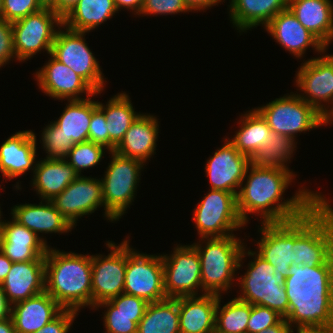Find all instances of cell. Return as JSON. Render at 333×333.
Segmentation results:
<instances>
[{
  "instance_id": "25",
  "label": "cell",
  "mask_w": 333,
  "mask_h": 333,
  "mask_svg": "<svg viewBox=\"0 0 333 333\" xmlns=\"http://www.w3.org/2000/svg\"><path fill=\"white\" fill-rule=\"evenodd\" d=\"M63 308L46 292L12 305L16 333H35L53 320Z\"/></svg>"
},
{
  "instance_id": "17",
  "label": "cell",
  "mask_w": 333,
  "mask_h": 333,
  "mask_svg": "<svg viewBox=\"0 0 333 333\" xmlns=\"http://www.w3.org/2000/svg\"><path fill=\"white\" fill-rule=\"evenodd\" d=\"M51 202L75 227L79 218L94 213L100 206L104 207L101 180L78 176Z\"/></svg>"
},
{
  "instance_id": "1",
  "label": "cell",
  "mask_w": 333,
  "mask_h": 333,
  "mask_svg": "<svg viewBox=\"0 0 333 333\" xmlns=\"http://www.w3.org/2000/svg\"><path fill=\"white\" fill-rule=\"evenodd\" d=\"M294 177L296 174L288 169L249 164L236 196L238 213L244 224L248 223L250 213L260 215L261 223L295 220L325 198L318 191L314 193L307 188H300L290 199L284 200V192Z\"/></svg>"
},
{
  "instance_id": "22",
  "label": "cell",
  "mask_w": 333,
  "mask_h": 333,
  "mask_svg": "<svg viewBox=\"0 0 333 333\" xmlns=\"http://www.w3.org/2000/svg\"><path fill=\"white\" fill-rule=\"evenodd\" d=\"M36 134L32 130L19 131L0 145V172L4 179L17 178L36 166Z\"/></svg>"
},
{
  "instance_id": "5",
  "label": "cell",
  "mask_w": 333,
  "mask_h": 333,
  "mask_svg": "<svg viewBox=\"0 0 333 333\" xmlns=\"http://www.w3.org/2000/svg\"><path fill=\"white\" fill-rule=\"evenodd\" d=\"M192 245L197 249L201 262V291H204L203 295L222 296L221 293H227L236 280L234 279L235 272L243 264L241 254L245 246L244 243L235 235H229L222 238H201L199 243Z\"/></svg>"
},
{
  "instance_id": "43",
  "label": "cell",
  "mask_w": 333,
  "mask_h": 333,
  "mask_svg": "<svg viewBox=\"0 0 333 333\" xmlns=\"http://www.w3.org/2000/svg\"><path fill=\"white\" fill-rule=\"evenodd\" d=\"M190 12L183 0H144L139 16L175 15Z\"/></svg>"
},
{
  "instance_id": "23",
  "label": "cell",
  "mask_w": 333,
  "mask_h": 333,
  "mask_svg": "<svg viewBox=\"0 0 333 333\" xmlns=\"http://www.w3.org/2000/svg\"><path fill=\"white\" fill-rule=\"evenodd\" d=\"M1 286L11 305L44 292L45 258L13 262Z\"/></svg>"
},
{
  "instance_id": "18",
  "label": "cell",
  "mask_w": 333,
  "mask_h": 333,
  "mask_svg": "<svg viewBox=\"0 0 333 333\" xmlns=\"http://www.w3.org/2000/svg\"><path fill=\"white\" fill-rule=\"evenodd\" d=\"M224 139L222 148H217L207 160L205 173L209 177L210 189L224 190L237 196L250 160L234 147L230 138Z\"/></svg>"
},
{
  "instance_id": "4",
  "label": "cell",
  "mask_w": 333,
  "mask_h": 333,
  "mask_svg": "<svg viewBox=\"0 0 333 333\" xmlns=\"http://www.w3.org/2000/svg\"><path fill=\"white\" fill-rule=\"evenodd\" d=\"M292 249L295 265L316 267L333 257V207L326 197L293 220Z\"/></svg>"
},
{
  "instance_id": "10",
  "label": "cell",
  "mask_w": 333,
  "mask_h": 333,
  "mask_svg": "<svg viewBox=\"0 0 333 333\" xmlns=\"http://www.w3.org/2000/svg\"><path fill=\"white\" fill-rule=\"evenodd\" d=\"M126 238V272L123 293L142 298L148 303L167 299L161 255L139 253L130 247V240L128 237Z\"/></svg>"
},
{
  "instance_id": "52",
  "label": "cell",
  "mask_w": 333,
  "mask_h": 333,
  "mask_svg": "<svg viewBox=\"0 0 333 333\" xmlns=\"http://www.w3.org/2000/svg\"><path fill=\"white\" fill-rule=\"evenodd\" d=\"M292 327L283 318L278 324L268 327L259 333H291Z\"/></svg>"
},
{
  "instance_id": "33",
  "label": "cell",
  "mask_w": 333,
  "mask_h": 333,
  "mask_svg": "<svg viewBox=\"0 0 333 333\" xmlns=\"http://www.w3.org/2000/svg\"><path fill=\"white\" fill-rule=\"evenodd\" d=\"M97 101L91 97L81 100H68L60 117L53 121L72 141L82 143L88 141V132L92 112L97 108Z\"/></svg>"
},
{
  "instance_id": "12",
  "label": "cell",
  "mask_w": 333,
  "mask_h": 333,
  "mask_svg": "<svg viewBox=\"0 0 333 333\" xmlns=\"http://www.w3.org/2000/svg\"><path fill=\"white\" fill-rule=\"evenodd\" d=\"M62 25L63 19L51 9H41L12 22L16 60H28L43 49L50 54L57 29Z\"/></svg>"
},
{
  "instance_id": "41",
  "label": "cell",
  "mask_w": 333,
  "mask_h": 333,
  "mask_svg": "<svg viewBox=\"0 0 333 333\" xmlns=\"http://www.w3.org/2000/svg\"><path fill=\"white\" fill-rule=\"evenodd\" d=\"M284 317L277 311L261 305H251L247 333H259L270 326L278 324Z\"/></svg>"
},
{
  "instance_id": "49",
  "label": "cell",
  "mask_w": 333,
  "mask_h": 333,
  "mask_svg": "<svg viewBox=\"0 0 333 333\" xmlns=\"http://www.w3.org/2000/svg\"><path fill=\"white\" fill-rule=\"evenodd\" d=\"M187 8L192 11H204L209 9L218 3L224 2L225 0H183Z\"/></svg>"
},
{
  "instance_id": "14",
  "label": "cell",
  "mask_w": 333,
  "mask_h": 333,
  "mask_svg": "<svg viewBox=\"0 0 333 333\" xmlns=\"http://www.w3.org/2000/svg\"><path fill=\"white\" fill-rule=\"evenodd\" d=\"M161 257L167 298L200 296L201 262L197 249L193 245L178 244L172 254H161Z\"/></svg>"
},
{
  "instance_id": "6",
  "label": "cell",
  "mask_w": 333,
  "mask_h": 333,
  "mask_svg": "<svg viewBox=\"0 0 333 333\" xmlns=\"http://www.w3.org/2000/svg\"><path fill=\"white\" fill-rule=\"evenodd\" d=\"M242 259L252 256L247 272L239 277L240 296L236 297L251 305H261L277 311L284 318L288 315V297L284 287L285 277L274 276V266L256 251H242Z\"/></svg>"
},
{
  "instance_id": "56",
  "label": "cell",
  "mask_w": 333,
  "mask_h": 333,
  "mask_svg": "<svg viewBox=\"0 0 333 333\" xmlns=\"http://www.w3.org/2000/svg\"><path fill=\"white\" fill-rule=\"evenodd\" d=\"M42 9H51L57 13V0H37Z\"/></svg>"
},
{
  "instance_id": "8",
  "label": "cell",
  "mask_w": 333,
  "mask_h": 333,
  "mask_svg": "<svg viewBox=\"0 0 333 333\" xmlns=\"http://www.w3.org/2000/svg\"><path fill=\"white\" fill-rule=\"evenodd\" d=\"M291 93L255 108L272 131L296 139L298 133L330 124L312 105Z\"/></svg>"
},
{
  "instance_id": "16",
  "label": "cell",
  "mask_w": 333,
  "mask_h": 333,
  "mask_svg": "<svg viewBox=\"0 0 333 333\" xmlns=\"http://www.w3.org/2000/svg\"><path fill=\"white\" fill-rule=\"evenodd\" d=\"M50 58L35 74L37 85L43 93L57 100H81L97 96L96 92L80 75L57 60L51 53ZM81 95V96H80Z\"/></svg>"
},
{
  "instance_id": "38",
  "label": "cell",
  "mask_w": 333,
  "mask_h": 333,
  "mask_svg": "<svg viewBox=\"0 0 333 333\" xmlns=\"http://www.w3.org/2000/svg\"><path fill=\"white\" fill-rule=\"evenodd\" d=\"M107 148L103 145L90 141L74 144L65 159L81 176L83 169L97 166L105 155Z\"/></svg>"
},
{
  "instance_id": "30",
  "label": "cell",
  "mask_w": 333,
  "mask_h": 333,
  "mask_svg": "<svg viewBox=\"0 0 333 333\" xmlns=\"http://www.w3.org/2000/svg\"><path fill=\"white\" fill-rule=\"evenodd\" d=\"M33 174L32 187L41 200L50 201L79 176L66 160L48 158L37 161Z\"/></svg>"
},
{
  "instance_id": "31",
  "label": "cell",
  "mask_w": 333,
  "mask_h": 333,
  "mask_svg": "<svg viewBox=\"0 0 333 333\" xmlns=\"http://www.w3.org/2000/svg\"><path fill=\"white\" fill-rule=\"evenodd\" d=\"M97 106L104 112L107 122L108 151H114L141 113L134 110L126 92L117 93L106 105L97 101Z\"/></svg>"
},
{
  "instance_id": "48",
  "label": "cell",
  "mask_w": 333,
  "mask_h": 333,
  "mask_svg": "<svg viewBox=\"0 0 333 333\" xmlns=\"http://www.w3.org/2000/svg\"><path fill=\"white\" fill-rule=\"evenodd\" d=\"M296 333H333V324L294 326Z\"/></svg>"
},
{
  "instance_id": "3",
  "label": "cell",
  "mask_w": 333,
  "mask_h": 333,
  "mask_svg": "<svg viewBox=\"0 0 333 333\" xmlns=\"http://www.w3.org/2000/svg\"><path fill=\"white\" fill-rule=\"evenodd\" d=\"M91 256L48 247L45 255V291L63 308L92 309Z\"/></svg>"
},
{
  "instance_id": "9",
  "label": "cell",
  "mask_w": 333,
  "mask_h": 333,
  "mask_svg": "<svg viewBox=\"0 0 333 333\" xmlns=\"http://www.w3.org/2000/svg\"><path fill=\"white\" fill-rule=\"evenodd\" d=\"M199 238H222L246 226L239 216L236 195L210 189L193 210Z\"/></svg>"
},
{
  "instance_id": "40",
  "label": "cell",
  "mask_w": 333,
  "mask_h": 333,
  "mask_svg": "<svg viewBox=\"0 0 333 333\" xmlns=\"http://www.w3.org/2000/svg\"><path fill=\"white\" fill-rule=\"evenodd\" d=\"M101 307L107 308L103 317L105 333H137L139 321L144 315L114 313V305L109 300L98 303L93 309Z\"/></svg>"
},
{
  "instance_id": "35",
  "label": "cell",
  "mask_w": 333,
  "mask_h": 333,
  "mask_svg": "<svg viewBox=\"0 0 333 333\" xmlns=\"http://www.w3.org/2000/svg\"><path fill=\"white\" fill-rule=\"evenodd\" d=\"M137 333H180L179 298L149 303Z\"/></svg>"
},
{
  "instance_id": "24",
  "label": "cell",
  "mask_w": 333,
  "mask_h": 333,
  "mask_svg": "<svg viewBox=\"0 0 333 333\" xmlns=\"http://www.w3.org/2000/svg\"><path fill=\"white\" fill-rule=\"evenodd\" d=\"M12 208V218L34 232L46 245L47 241L39 236L40 233L63 234L74 228L50 200H42L39 204H17Z\"/></svg>"
},
{
  "instance_id": "37",
  "label": "cell",
  "mask_w": 333,
  "mask_h": 333,
  "mask_svg": "<svg viewBox=\"0 0 333 333\" xmlns=\"http://www.w3.org/2000/svg\"><path fill=\"white\" fill-rule=\"evenodd\" d=\"M221 298L218 296L214 333H247L251 304L235 297L221 308Z\"/></svg>"
},
{
  "instance_id": "11",
  "label": "cell",
  "mask_w": 333,
  "mask_h": 333,
  "mask_svg": "<svg viewBox=\"0 0 333 333\" xmlns=\"http://www.w3.org/2000/svg\"><path fill=\"white\" fill-rule=\"evenodd\" d=\"M86 33L62 25L56 33L51 54L80 75L96 92H103L106 78L86 43Z\"/></svg>"
},
{
  "instance_id": "50",
  "label": "cell",
  "mask_w": 333,
  "mask_h": 333,
  "mask_svg": "<svg viewBox=\"0 0 333 333\" xmlns=\"http://www.w3.org/2000/svg\"><path fill=\"white\" fill-rule=\"evenodd\" d=\"M144 0H114L115 7L117 8L118 12L119 9L125 8L128 10L133 11V13L136 15H139L140 10L143 6Z\"/></svg>"
},
{
  "instance_id": "44",
  "label": "cell",
  "mask_w": 333,
  "mask_h": 333,
  "mask_svg": "<svg viewBox=\"0 0 333 333\" xmlns=\"http://www.w3.org/2000/svg\"><path fill=\"white\" fill-rule=\"evenodd\" d=\"M114 305V313L144 315L148 302L142 298L122 293L109 300Z\"/></svg>"
},
{
  "instance_id": "36",
  "label": "cell",
  "mask_w": 333,
  "mask_h": 333,
  "mask_svg": "<svg viewBox=\"0 0 333 333\" xmlns=\"http://www.w3.org/2000/svg\"><path fill=\"white\" fill-rule=\"evenodd\" d=\"M267 144L259 148L250 158V164L258 167H276L288 169L287 163L291 161L296 150V140L285 135L270 132ZM286 164V165H285Z\"/></svg>"
},
{
  "instance_id": "53",
  "label": "cell",
  "mask_w": 333,
  "mask_h": 333,
  "mask_svg": "<svg viewBox=\"0 0 333 333\" xmlns=\"http://www.w3.org/2000/svg\"><path fill=\"white\" fill-rule=\"evenodd\" d=\"M79 0H57V14L63 19Z\"/></svg>"
},
{
  "instance_id": "47",
  "label": "cell",
  "mask_w": 333,
  "mask_h": 333,
  "mask_svg": "<svg viewBox=\"0 0 333 333\" xmlns=\"http://www.w3.org/2000/svg\"><path fill=\"white\" fill-rule=\"evenodd\" d=\"M77 315V311L63 309L53 320L35 333H67Z\"/></svg>"
},
{
  "instance_id": "7",
  "label": "cell",
  "mask_w": 333,
  "mask_h": 333,
  "mask_svg": "<svg viewBox=\"0 0 333 333\" xmlns=\"http://www.w3.org/2000/svg\"><path fill=\"white\" fill-rule=\"evenodd\" d=\"M111 161L101 177L104 216L107 221H118L134 202L144 163L109 151ZM103 178V179H102Z\"/></svg>"
},
{
  "instance_id": "57",
  "label": "cell",
  "mask_w": 333,
  "mask_h": 333,
  "mask_svg": "<svg viewBox=\"0 0 333 333\" xmlns=\"http://www.w3.org/2000/svg\"><path fill=\"white\" fill-rule=\"evenodd\" d=\"M1 15H2V0H0V18H1Z\"/></svg>"
},
{
  "instance_id": "42",
  "label": "cell",
  "mask_w": 333,
  "mask_h": 333,
  "mask_svg": "<svg viewBox=\"0 0 333 333\" xmlns=\"http://www.w3.org/2000/svg\"><path fill=\"white\" fill-rule=\"evenodd\" d=\"M41 9L37 0H2L1 18L14 22Z\"/></svg>"
},
{
  "instance_id": "21",
  "label": "cell",
  "mask_w": 333,
  "mask_h": 333,
  "mask_svg": "<svg viewBox=\"0 0 333 333\" xmlns=\"http://www.w3.org/2000/svg\"><path fill=\"white\" fill-rule=\"evenodd\" d=\"M0 213V250L12 262H27L45 258L46 245L34 232L19 224L12 217L2 220Z\"/></svg>"
},
{
  "instance_id": "20",
  "label": "cell",
  "mask_w": 333,
  "mask_h": 333,
  "mask_svg": "<svg viewBox=\"0 0 333 333\" xmlns=\"http://www.w3.org/2000/svg\"><path fill=\"white\" fill-rule=\"evenodd\" d=\"M273 39L279 43L285 51H289L294 57L300 59L310 47L318 54H325L327 47L309 30H307L296 18L293 12L287 8L280 11L265 27Z\"/></svg>"
},
{
  "instance_id": "2",
  "label": "cell",
  "mask_w": 333,
  "mask_h": 333,
  "mask_svg": "<svg viewBox=\"0 0 333 333\" xmlns=\"http://www.w3.org/2000/svg\"><path fill=\"white\" fill-rule=\"evenodd\" d=\"M284 287L289 302L285 319L292 328L333 324V257L316 267L290 265Z\"/></svg>"
},
{
  "instance_id": "32",
  "label": "cell",
  "mask_w": 333,
  "mask_h": 333,
  "mask_svg": "<svg viewBox=\"0 0 333 333\" xmlns=\"http://www.w3.org/2000/svg\"><path fill=\"white\" fill-rule=\"evenodd\" d=\"M118 13L114 0H79L63 18V26L90 32Z\"/></svg>"
},
{
  "instance_id": "26",
  "label": "cell",
  "mask_w": 333,
  "mask_h": 333,
  "mask_svg": "<svg viewBox=\"0 0 333 333\" xmlns=\"http://www.w3.org/2000/svg\"><path fill=\"white\" fill-rule=\"evenodd\" d=\"M157 117L151 114H140L131 124L115 152L128 158L138 159L145 164L156 154L159 124Z\"/></svg>"
},
{
  "instance_id": "39",
  "label": "cell",
  "mask_w": 333,
  "mask_h": 333,
  "mask_svg": "<svg viewBox=\"0 0 333 333\" xmlns=\"http://www.w3.org/2000/svg\"><path fill=\"white\" fill-rule=\"evenodd\" d=\"M41 134V145L47 153L45 158L65 160L68 157L75 143L54 122H50Z\"/></svg>"
},
{
  "instance_id": "28",
  "label": "cell",
  "mask_w": 333,
  "mask_h": 333,
  "mask_svg": "<svg viewBox=\"0 0 333 333\" xmlns=\"http://www.w3.org/2000/svg\"><path fill=\"white\" fill-rule=\"evenodd\" d=\"M288 8L307 30L329 47L333 41V1L289 0Z\"/></svg>"
},
{
  "instance_id": "55",
  "label": "cell",
  "mask_w": 333,
  "mask_h": 333,
  "mask_svg": "<svg viewBox=\"0 0 333 333\" xmlns=\"http://www.w3.org/2000/svg\"><path fill=\"white\" fill-rule=\"evenodd\" d=\"M0 333H16L14 324L11 318L0 321Z\"/></svg>"
},
{
  "instance_id": "29",
  "label": "cell",
  "mask_w": 333,
  "mask_h": 333,
  "mask_svg": "<svg viewBox=\"0 0 333 333\" xmlns=\"http://www.w3.org/2000/svg\"><path fill=\"white\" fill-rule=\"evenodd\" d=\"M289 0H231L229 16L239 33L257 26H266L280 11L288 8Z\"/></svg>"
},
{
  "instance_id": "13",
  "label": "cell",
  "mask_w": 333,
  "mask_h": 333,
  "mask_svg": "<svg viewBox=\"0 0 333 333\" xmlns=\"http://www.w3.org/2000/svg\"><path fill=\"white\" fill-rule=\"evenodd\" d=\"M301 64L295 83L304 93L298 95L333 124V54L312 57Z\"/></svg>"
},
{
  "instance_id": "27",
  "label": "cell",
  "mask_w": 333,
  "mask_h": 333,
  "mask_svg": "<svg viewBox=\"0 0 333 333\" xmlns=\"http://www.w3.org/2000/svg\"><path fill=\"white\" fill-rule=\"evenodd\" d=\"M218 295L179 297L180 333H214Z\"/></svg>"
},
{
  "instance_id": "45",
  "label": "cell",
  "mask_w": 333,
  "mask_h": 333,
  "mask_svg": "<svg viewBox=\"0 0 333 333\" xmlns=\"http://www.w3.org/2000/svg\"><path fill=\"white\" fill-rule=\"evenodd\" d=\"M88 141L103 145L108 150V129L104 112L97 107L92 112Z\"/></svg>"
},
{
  "instance_id": "19",
  "label": "cell",
  "mask_w": 333,
  "mask_h": 333,
  "mask_svg": "<svg viewBox=\"0 0 333 333\" xmlns=\"http://www.w3.org/2000/svg\"><path fill=\"white\" fill-rule=\"evenodd\" d=\"M257 253L274 266V276L289 275V267L294 262L293 220L283 223H261Z\"/></svg>"
},
{
  "instance_id": "46",
  "label": "cell",
  "mask_w": 333,
  "mask_h": 333,
  "mask_svg": "<svg viewBox=\"0 0 333 333\" xmlns=\"http://www.w3.org/2000/svg\"><path fill=\"white\" fill-rule=\"evenodd\" d=\"M16 59L13 41L12 22L0 18V68Z\"/></svg>"
},
{
  "instance_id": "54",
  "label": "cell",
  "mask_w": 333,
  "mask_h": 333,
  "mask_svg": "<svg viewBox=\"0 0 333 333\" xmlns=\"http://www.w3.org/2000/svg\"><path fill=\"white\" fill-rule=\"evenodd\" d=\"M13 262L0 250V284L6 278Z\"/></svg>"
},
{
  "instance_id": "15",
  "label": "cell",
  "mask_w": 333,
  "mask_h": 333,
  "mask_svg": "<svg viewBox=\"0 0 333 333\" xmlns=\"http://www.w3.org/2000/svg\"><path fill=\"white\" fill-rule=\"evenodd\" d=\"M110 253L91 255L92 309L98 303L123 293L126 272V239L120 244L107 241Z\"/></svg>"
},
{
  "instance_id": "34",
  "label": "cell",
  "mask_w": 333,
  "mask_h": 333,
  "mask_svg": "<svg viewBox=\"0 0 333 333\" xmlns=\"http://www.w3.org/2000/svg\"><path fill=\"white\" fill-rule=\"evenodd\" d=\"M240 117L238 122L240 128L229 141L240 153L250 158L259 148L267 144V138L272 130L255 108Z\"/></svg>"
},
{
  "instance_id": "51",
  "label": "cell",
  "mask_w": 333,
  "mask_h": 333,
  "mask_svg": "<svg viewBox=\"0 0 333 333\" xmlns=\"http://www.w3.org/2000/svg\"><path fill=\"white\" fill-rule=\"evenodd\" d=\"M12 305L9 303L0 284V321L11 318Z\"/></svg>"
}]
</instances>
